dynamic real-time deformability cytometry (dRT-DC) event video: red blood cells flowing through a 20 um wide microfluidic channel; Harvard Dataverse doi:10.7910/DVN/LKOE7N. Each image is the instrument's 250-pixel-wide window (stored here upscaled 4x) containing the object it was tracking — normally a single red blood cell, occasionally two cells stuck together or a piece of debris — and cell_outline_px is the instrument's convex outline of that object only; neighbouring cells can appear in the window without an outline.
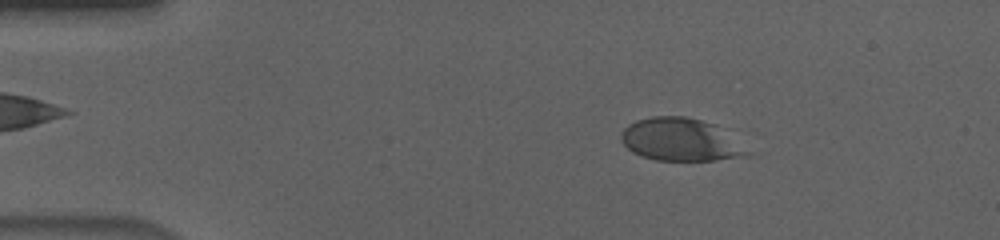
{"species": "human", "species_latin": "Homo sapiens", "temperature_condition": "cold", "stored_images_in_passage": 56, "camera_frame_rate_fps": 3000, "um_per_image_px": 0.085, "donor": {"sex": "male"}, "frame": {"image": 1, "passage_image": 9, "time_ms": 2.667, "image_size_px": [1000, 240], "cell_outline_px": [[756, 152], [716, 160], [656, 160], [632, 152], [620, 140], [620, 132], [628, 124], [636, 120], [652, 116], [684, 116], [716, 124]], "centroid_in_image_um": [57.87, 11.86], "position_along_channel_um": 27.1, "area_um2": 31.62}}
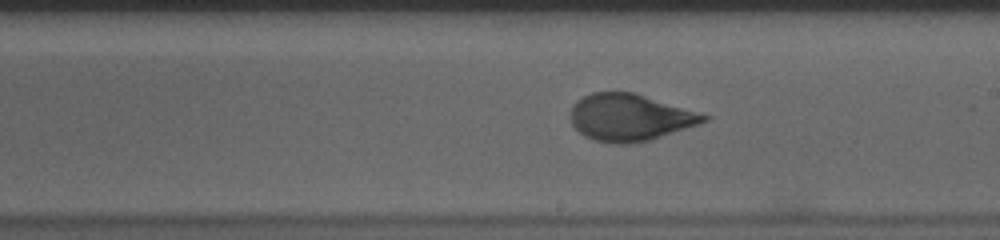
{"frame": {"image": 2, "passage_image": 32, "time_ms": 10.333, "image_size_px": [1000, 240], "cell_outline_px": [[712, 116], [708, 120], [700, 124], [648, 140], [628, 144], [616, 144], [596, 140], [584, 136], [572, 124], [572, 104], [576, 100], [592, 92], [632, 92], [700, 112]], "centroid_in_image_um": [53.56, 9.98], "position_along_channel_um": 235.4, "area_um2": 36.18}}
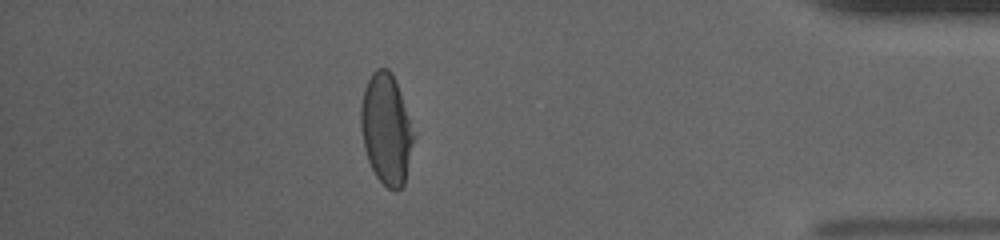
{"frame": {"image": 3, "passage_image": 49, "time_ms": 16.0, "image_size_px": [1000, 240], "cell_outline_px": [[412, 140], [404, 184], [396, 192], [388, 188], [376, 176], [368, 160], [364, 148], [360, 128], [360, 104], [364, 88], [372, 72], [376, 68], [388, 68], [392, 72], [396, 80], [412, 132]], "centroid_in_image_um": [32.77, 10.94], "position_along_channel_um": 402.4, "area_um2": 33.35}, "authors_computed_cell_mechanics": {"area_um2": 34.68, "velocity_mm_per_s": 3.64, "shape_relaxation_time_tau1_ms": 3.741, "shape_relaxation_time_tau2_ms": null, "deformation_change_tau1": 0.1681, "deformation_change_tau2": null}}